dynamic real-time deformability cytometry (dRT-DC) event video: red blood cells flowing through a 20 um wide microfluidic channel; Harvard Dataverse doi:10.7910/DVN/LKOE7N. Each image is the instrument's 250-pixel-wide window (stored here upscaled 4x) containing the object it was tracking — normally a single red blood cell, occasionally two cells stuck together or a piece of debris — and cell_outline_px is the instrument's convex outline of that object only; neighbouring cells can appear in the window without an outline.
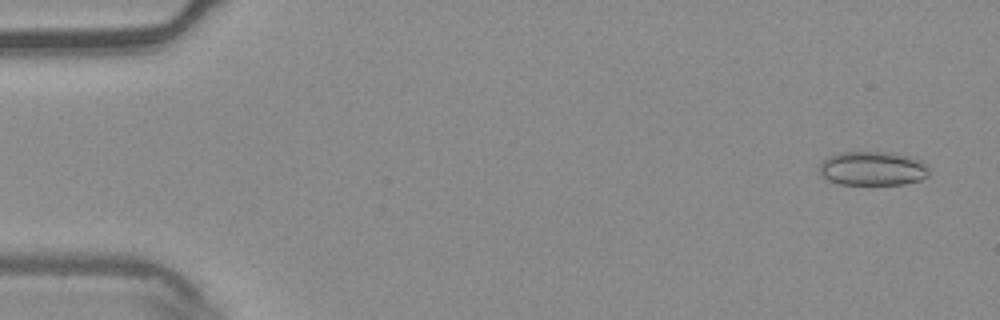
{"species": "common noctule bat (a hibernating species)", "species_latin": "Nyctalus noctula", "temperature_condition": "warm", "stored_images_in_passage": 4, "camera_frame_rate_fps": 3000, "um_per_image_px": 0.085, "animal": {"sex": "male", "body_mass_g": 20.4}, "frame": {"image": 1, "passage_image": 1, "time_ms": 0.0, "image_size_px": [1000, 320], "cell_outline_px": [[928, 176], [920, 180], [904, 184], [840, 184], [828, 180], [820, 172], [820, 164], [828, 156], [840, 152], [888, 152], [920, 160], [928, 168]], "centroid_in_image_um": [74.16, 14.32], "position_along_channel_um": 10.8, "area_um2": 21.5}}
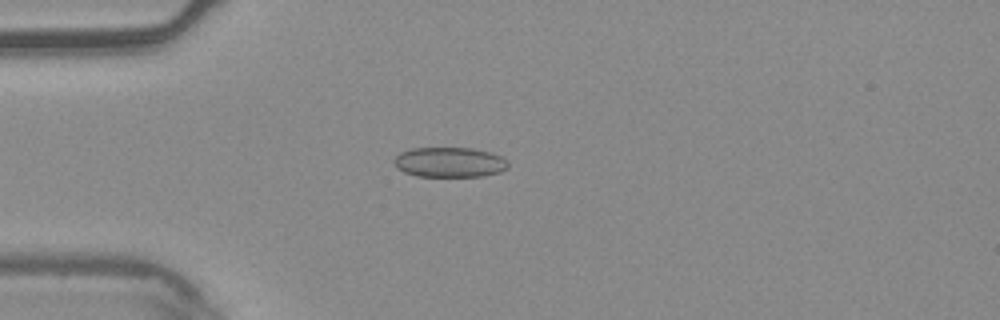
{"frame": {"image": 2, "passage_image": 4, "time_ms": 1.0, "image_size_px": [1000, 320], "cell_outline_px": [[508, 168], [500, 172], [484, 176], [416, 176], [404, 172], [396, 168], [392, 160], [400, 152], [412, 148], [472, 148], [492, 152], [508, 160]], "centroid_in_image_um": [38.21, 13.79], "position_along_channel_um": 46.8, "area_um2": 20.17}}